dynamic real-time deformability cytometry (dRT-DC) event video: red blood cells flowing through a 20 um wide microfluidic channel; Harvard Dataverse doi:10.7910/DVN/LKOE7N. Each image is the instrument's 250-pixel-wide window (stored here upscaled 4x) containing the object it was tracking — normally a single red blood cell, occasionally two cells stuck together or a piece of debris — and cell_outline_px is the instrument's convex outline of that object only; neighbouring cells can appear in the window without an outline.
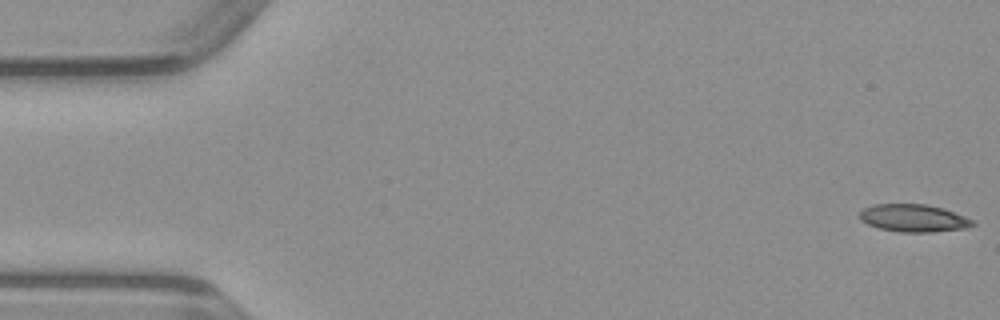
{"species": "common noctule bat (a hibernating species)", "species_latin": "Nyctalus noctula", "temperature_condition": "warm", "stored_images_in_passage": 49, "camera_frame_rate_fps": 3000, "um_per_image_px": 0.085, "animal": {"sex": "male", "body_mass_g": 23.1, "forearm_length_mm": 52.7}, "frame": {"image": 1, "passage_image": 1, "time_ms": 0.0, "image_size_px": [1000, 320], "cell_outline_px": [[976, 224], [968, 228], [932, 232], [900, 232], [880, 228], [868, 224], [860, 220], [860, 212], [864, 208], [872, 204], [924, 204], [944, 208], [976, 220]], "centroid_in_image_um": [77.71, 18.54], "position_along_channel_um": 7.3, "area_um2": 18.32}}
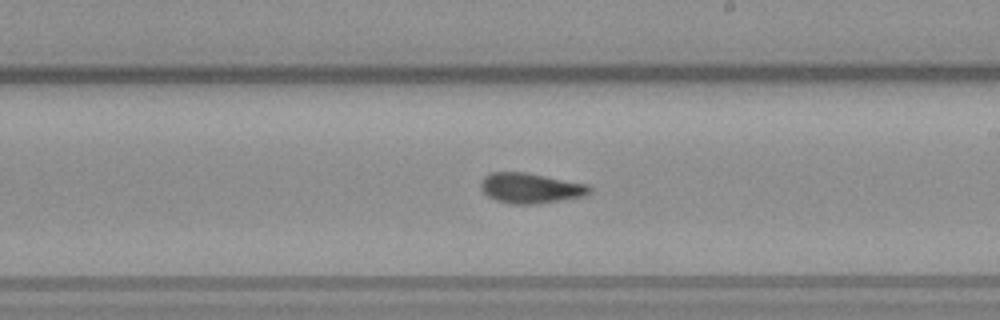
{"frame": {"image": 2, "passage_image": 28, "time_ms": 9.0, "image_size_px": [1000, 320], "cell_outline_px": [[592, 192], [584, 196], [536, 204], [512, 204], [496, 200], [488, 196], [480, 188], [480, 180], [484, 176], [492, 172], [524, 172], [588, 184], [592, 188]], "centroid_in_image_um": [45.09, 15.99], "position_along_channel_um": 243.9, "area_um2": 19.19}}
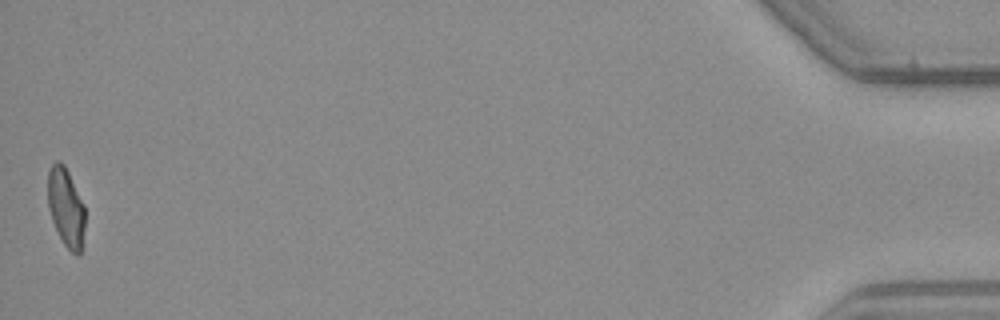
{"frame": {"image": 3, "passage_image": 49, "time_ms": 16.0, "image_size_px": [1000, 320], "cell_outline_px": [[84, 228], [80, 256], [76, 256], [64, 244], [52, 220], [48, 208], [48, 172], [52, 164], [56, 160], [60, 160], [64, 164], [84, 204]], "centroid_in_image_um": [5.6, 17.61], "position_along_channel_um": 429.6, "area_um2": 16.94}}